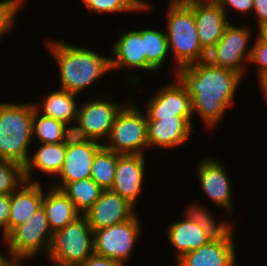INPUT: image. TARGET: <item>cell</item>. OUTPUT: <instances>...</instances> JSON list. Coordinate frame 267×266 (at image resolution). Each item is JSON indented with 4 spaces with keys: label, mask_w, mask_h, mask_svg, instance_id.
Here are the masks:
<instances>
[{
    "label": "cell",
    "mask_w": 267,
    "mask_h": 266,
    "mask_svg": "<svg viewBox=\"0 0 267 266\" xmlns=\"http://www.w3.org/2000/svg\"><path fill=\"white\" fill-rule=\"evenodd\" d=\"M142 40L146 60L160 73L164 65H168L170 57L167 35L162 28H142Z\"/></svg>",
    "instance_id": "cell-26"
},
{
    "label": "cell",
    "mask_w": 267,
    "mask_h": 266,
    "mask_svg": "<svg viewBox=\"0 0 267 266\" xmlns=\"http://www.w3.org/2000/svg\"><path fill=\"white\" fill-rule=\"evenodd\" d=\"M66 41L45 38V50L52 55L58 69L57 88L81 95L105 75L111 74L110 56L106 57L97 49L78 45L77 42L69 44Z\"/></svg>",
    "instance_id": "cell-2"
},
{
    "label": "cell",
    "mask_w": 267,
    "mask_h": 266,
    "mask_svg": "<svg viewBox=\"0 0 267 266\" xmlns=\"http://www.w3.org/2000/svg\"><path fill=\"white\" fill-rule=\"evenodd\" d=\"M140 214L138 212L132 219L94 231V253L120 261L127 266L145 231Z\"/></svg>",
    "instance_id": "cell-10"
},
{
    "label": "cell",
    "mask_w": 267,
    "mask_h": 266,
    "mask_svg": "<svg viewBox=\"0 0 267 266\" xmlns=\"http://www.w3.org/2000/svg\"><path fill=\"white\" fill-rule=\"evenodd\" d=\"M78 266H124L120 261L93 253L84 263Z\"/></svg>",
    "instance_id": "cell-38"
},
{
    "label": "cell",
    "mask_w": 267,
    "mask_h": 266,
    "mask_svg": "<svg viewBox=\"0 0 267 266\" xmlns=\"http://www.w3.org/2000/svg\"><path fill=\"white\" fill-rule=\"evenodd\" d=\"M101 92L79 103L77 121L82 125L90 138L102 144L107 140L111 127L121 108L131 99L126 96L124 102L115 96ZM110 95V96H108ZM116 99V101H115Z\"/></svg>",
    "instance_id": "cell-12"
},
{
    "label": "cell",
    "mask_w": 267,
    "mask_h": 266,
    "mask_svg": "<svg viewBox=\"0 0 267 266\" xmlns=\"http://www.w3.org/2000/svg\"><path fill=\"white\" fill-rule=\"evenodd\" d=\"M235 227L219 240H211L199 249L182 255L175 266H238Z\"/></svg>",
    "instance_id": "cell-16"
},
{
    "label": "cell",
    "mask_w": 267,
    "mask_h": 266,
    "mask_svg": "<svg viewBox=\"0 0 267 266\" xmlns=\"http://www.w3.org/2000/svg\"><path fill=\"white\" fill-rule=\"evenodd\" d=\"M258 88L262 93V98L264 99L266 105H267V74L264 75L259 81H258Z\"/></svg>",
    "instance_id": "cell-41"
},
{
    "label": "cell",
    "mask_w": 267,
    "mask_h": 266,
    "mask_svg": "<svg viewBox=\"0 0 267 266\" xmlns=\"http://www.w3.org/2000/svg\"><path fill=\"white\" fill-rule=\"evenodd\" d=\"M94 253V231L84 215L53 233L47 255L48 261L57 266H78Z\"/></svg>",
    "instance_id": "cell-6"
},
{
    "label": "cell",
    "mask_w": 267,
    "mask_h": 266,
    "mask_svg": "<svg viewBox=\"0 0 267 266\" xmlns=\"http://www.w3.org/2000/svg\"><path fill=\"white\" fill-rule=\"evenodd\" d=\"M147 0H90L85 6L90 15H104L117 13H144L153 12L154 6Z\"/></svg>",
    "instance_id": "cell-28"
},
{
    "label": "cell",
    "mask_w": 267,
    "mask_h": 266,
    "mask_svg": "<svg viewBox=\"0 0 267 266\" xmlns=\"http://www.w3.org/2000/svg\"><path fill=\"white\" fill-rule=\"evenodd\" d=\"M194 15L200 44L208 53L219 42L230 20L221 6L213 2H194Z\"/></svg>",
    "instance_id": "cell-19"
},
{
    "label": "cell",
    "mask_w": 267,
    "mask_h": 266,
    "mask_svg": "<svg viewBox=\"0 0 267 266\" xmlns=\"http://www.w3.org/2000/svg\"><path fill=\"white\" fill-rule=\"evenodd\" d=\"M118 30L117 34L119 36L116 35L118 38L117 40H114L115 42L110 47L111 49L108 54L110 55L111 53V72L121 71L123 73L127 70V75L125 74L123 77L124 81L126 80L129 84L128 86L131 85L130 87H134L136 89L141 88V86L144 87L141 83L143 81L142 73H160L146 60L142 40V28L139 29L138 27L137 30L135 28L134 30Z\"/></svg>",
    "instance_id": "cell-9"
},
{
    "label": "cell",
    "mask_w": 267,
    "mask_h": 266,
    "mask_svg": "<svg viewBox=\"0 0 267 266\" xmlns=\"http://www.w3.org/2000/svg\"><path fill=\"white\" fill-rule=\"evenodd\" d=\"M48 93V94H47ZM34 103L35 109L42 115L54 118L62 123L77 120L80 95L59 88L48 91ZM78 99V100H77Z\"/></svg>",
    "instance_id": "cell-23"
},
{
    "label": "cell",
    "mask_w": 267,
    "mask_h": 266,
    "mask_svg": "<svg viewBox=\"0 0 267 266\" xmlns=\"http://www.w3.org/2000/svg\"><path fill=\"white\" fill-rule=\"evenodd\" d=\"M121 156L104 146L96 153L92 168L91 178L103 189L109 190L114 182L117 159Z\"/></svg>",
    "instance_id": "cell-29"
},
{
    "label": "cell",
    "mask_w": 267,
    "mask_h": 266,
    "mask_svg": "<svg viewBox=\"0 0 267 266\" xmlns=\"http://www.w3.org/2000/svg\"><path fill=\"white\" fill-rule=\"evenodd\" d=\"M52 238L53 233L41 206L27 222L14 228L0 243L12 256L27 266L28 261L37 259L40 254L45 255L44 258L47 257Z\"/></svg>",
    "instance_id": "cell-7"
},
{
    "label": "cell",
    "mask_w": 267,
    "mask_h": 266,
    "mask_svg": "<svg viewBox=\"0 0 267 266\" xmlns=\"http://www.w3.org/2000/svg\"><path fill=\"white\" fill-rule=\"evenodd\" d=\"M3 253L0 251V266H24L19 260L12 256L7 249H3Z\"/></svg>",
    "instance_id": "cell-39"
},
{
    "label": "cell",
    "mask_w": 267,
    "mask_h": 266,
    "mask_svg": "<svg viewBox=\"0 0 267 266\" xmlns=\"http://www.w3.org/2000/svg\"><path fill=\"white\" fill-rule=\"evenodd\" d=\"M174 78V79H173ZM172 81L162 84L146 101L144 110L147 120H160L172 116H193L191 97L180 81L173 76Z\"/></svg>",
    "instance_id": "cell-13"
},
{
    "label": "cell",
    "mask_w": 267,
    "mask_h": 266,
    "mask_svg": "<svg viewBox=\"0 0 267 266\" xmlns=\"http://www.w3.org/2000/svg\"><path fill=\"white\" fill-rule=\"evenodd\" d=\"M217 3L224 10L230 22H232L234 19V18H231L232 14L230 15V13L236 12V16L238 17L240 14V16H242L241 17L242 19L245 16H247L246 18H248L252 14L253 0H219ZM230 11H233V12H230Z\"/></svg>",
    "instance_id": "cell-35"
},
{
    "label": "cell",
    "mask_w": 267,
    "mask_h": 266,
    "mask_svg": "<svg viewBox=\"0 0 267 266\" xmlns=\"http://www.w3.org/2000/svg\"><path fill=\"white\" fill-rule=\"evenodd\" d=\"M165 236L166 241L171 246L174 261L178 260L182 255L187 252L199 249L202 245H205L210 238L206 233L192 220L181 218V220H175L166 226Z\"/></svg>",
    "instance_id": "cell-22"
},
{
    "label": "cell",
    "mask_w": 267,
    "mask_h": 266,
    "mask_svg": "<svg viewBox=\"0 0 267 266\" xmlns=\"http://www.w3.org/2000/svg\"><path fill=\"white\" fill-rule=\"evenodd\" d=\"M92 141L93 140L77 120L64 123L61 143L66 147L88 144Z\"/></svg>",
    "instance_id": "cell-33"
},
{
    "label": "cell",
    "mask_w": 267,
    "mask_h": 266,
    "mask_svg": "<svg viewBox=\"0 0 267 266\" xmlns=\"http://www.w3.org/2000/svg\"><path fill=\"white\" fill-rule=\"evenodd\" d=\"M33 101L0 102V159L25 166L33 140Z\"/></svg>",
    "instance_id": "cell-4"
},
{
    "label": "cell",
    "mask_w": 267,
    "mask_h": 266,
    "mask_svg": "<svg viewBox=\"0 0 267 266\" xmlns=\"http://www.w3.org/2000/svg\"><path fill=\"white\" fill-rule=\"evenodd\" d=\"M134 98L118 112L103 146L121 155H147V115Z\"/></svg>",
    "instance_id": "cell-5"
},
{
    "label": "cell",
    "mask_w": 267,
    "mask_h": 266,
    "mask_svg": "<svg viewBox=\"0 0 267 266\" xmlns=\"http://www.w3.org/2000/svg\"><path fill=\"white\" fill-rule=\"evenodd\" d=\"M148 155H121L117 159L114 182L109 190L127 199L135 207L142 198L147 180Z\"/></svg>",
    "instance_id": "cell-15"
},
{
    "label": "cell",
    "mask_w": 267,
    "mask_h": 266,
    "mask_svg": "<svg viewBox=\"0 0 267 266\" xmlns=\"http://www.w3.org/2000/svg\"><path fill=\"white\" fill-rule=\"evenodd\" d=\"M10 195L0 194V231L1 240L9 234Z\"/></svg>",
    "instance_id": "cell-36"
},
{
    "label": "cell",
    "mask_w": 267,
    "mask_h": 266,
    "mask_svg": "<svg viewBox=\"0 0 267 266\" xmlns=\"http://www.w3.org/2000/svg\"><path fill=\"white\" fill-rule=\"evenodd\" d=\"M188 202L186 204L184 212H182V218L192 220L197 224L210 238L211 240H219L224 238L236 225L234 220L228 219L229 216L225 215V219L219 217L216 218L210 207L204 206V203ZM211 210V211H210ZM227 217V218H226Z\"/></svg>",
    "instance_id": "cell-25"
},
{
    "label": "cell",
    "mask_w": 267,
    "mask_h": 266,
    "mask_svg": "<svg viewBox=\"0 0 267 266\" xmlns=\"http://www.w3.org/2000/svg\"><path fill=\"white\" fill-rule=\"evenodd\" d=\"M28 1V0H27ZM26 0H0V42L15 30L17 16L24 8Z\"/></svg>",
    "instance_id": "cell-32"
},
{
    "label": "cell",
    "mask_w": 267,
    "mask_h": 266,
    "mask_svg": "<svg viewBox=\"0 0 267 266\" xmlns=\"http://www.w3.org/2000/svg\"><path fill=\"white\" fill-rule=\"evenodd\" d=\"M43 184L25 181L10 195L9 233L27 222L42 206Z\"/></svg>",
    "instance_id": "cell-21"
},
{
    "label": "cell",
    "mask_w": 267,
    "mask_h": 266,
    "mask_svg": "<svg viewBox=\"0 0 267 266\" xmlns=\"http://www.w3.org/2000/svg\"><path fill=\"white\" fill-rule=\"evenodd\" d=\"M254 65V66H252ZM255 68L256 82L267 74V44L261 43L256 37L252 45V52L249 61V68Z\"/></svg>",
    "instance_id": "cell-34"
},
{
    "label": "cell",
    "mask_w": 267,
    "mask_h": 266,
    "mask_svg": "<svg viewBox=\"0 0 267 266\" xmlns=\"http://www.w3.org/2000/svg\"><path fill=\"white\" fill-rule=\"evenodd\" d=\"M45 186L44 184L42 206L49 222V228L54 233L66 227L81 214L61 189L51 185H48L46 188Z\"/></svg>",
    "instance_id": "cell-24"
},
{
    "label": "cell",
    "mask_w": 267,
    "mask_h": 266,
    "mask_svg": "<svg viewBox=\"0 0 267 266\" xmlns=\"http://www.w3.org/2000/svg\"><path fill=\"white\" fill-rule=\"evenodd\" d=\"M35 145L37 146H32L28 162L24 166L26 181L42 182V180L35 175L38 172L40 175L43 174V177L45 175L49 178H55L60 172L65 160L66 146L62 143H35Z\"/></svg>",
    "instance_id": "cell-20"
},
{
    "label": "cell",
    "mask_w": 267,
    "mask_h": 266,
    "mask_svg": "<svg viewBox=\"0 0 267 266\" xmlns=\"http://www.w3.org/2000/svg\"><path fill=\"white\" fill-rule=\"evenodd\" d=\"M255 37L261 42L267 44V23L256 27Z\"/></svg>",
    "instance_id": "cell-40"
},
{
    "label": "cell",
    "mask_w": 267,
    "mask_h": 266,
    "mask_svg": "<svg viewBox=\"0 0 267 266\" xmlns=\"http://www.w3.org/2000/svg\"><path fill=\"white\" fill-rule=\"evenodd\" d=\"M175 77L191 97L193 120L197 116L209 132L218 128L228 109L235 106L236 92L245 79L208 60L179 68Z\"/></svg>",
    "instance_id": "cell-1"
},
{
    "label": "cell",
    "mask_w": 267,
    "mask_h": 266,
    "mask_svg": "<svg viewBox=\"0 0 267 266\" xmlns=\"http://www.w3.org/2000/svg\"><path fill=\"white\" fill-rule=\"evenodd\" d=\"M137 208L111 190H103L99 199L83 215L93 231L132 219Z\"/></svg>",
    "instance_id": "cell-17"
},
{
    "label": "cell",
    "mask_w": 267,
    "mask_h": 266,
    "mask_svg": "<svg viewBox=\"0 0 267 266\" xmlns=\"http://www.w3.org/2000/svg\"><path fill=\"white\" fill-rule=\"evenodd\" d=\"M63 127L64 123L44 116L35 109L32 128L33 142L41 144L61 143Z\"/></svg>",
    "instance_id": "cell-30"
},
{
    "label": "cell",
    "mask_w": 267,
    "mask_h": 266,
    "mask_svg": "<svg viewBox=\"0 0 267 266\" xmlns=\"http://www.w3.org/2000/svg\"><path fill=\"white\" fill-rule=\"evenodd\" d=\"M215 157H202L201 160H197L196 176L199 182V190L202 191L205 200H210L214 206L222 209L226 215L231 219L233 212H235L236 206L233 201L234 194L231 184V178L229 177L228 169L223 161Z\"/></svg>",
    "instance_id": "cell-11"
},
{
    "label": "cell",
    "mask_w": 267,
    "mask_h": 266,
    "mask_svg": "<svg viewBox=\"0 0 267 266\" xmlns=\"http://www.w3.org/2000/svg\"><path fill=\"white\" fill-rule=\"evenodd\" d=\"M182 1H187V2H213L217 3L219 0H182Z\"/></svg>",
    "instance_id": "cell-42"
},
{
    "label": "cell",
    "mask_w": 267,
    "mask_h": 266,
    "mask_svg": "<svg viewBox=\"0 0 267 266\" xmlns=\"http://www.w3.org/2000/svg\"><path fill=\"white\" fill-rule=\"evenodd\" d=\"M166 8L165 32L168 49L173 62L169 67L171 77L179 68L207 60L208 53L202 48L194 15V2L169 0ZM174 69V71H173ZM174 74V75H172Z\"/></svg>",
    "instance_id": "cell-3"
},
{
    "label": "cell",
    "mask_w": 267,
    "mask_h": 266,
    "mask_svg": "<svg viewBox=\"0 0 267 266\" xmlns=\"http://www.w3.org/2000/svg\"><path fill=\"white\" fill-rule=\"evenodd\" d=\"M81 1L83 3V6L85 7L89 3L90 0H81Z\"/></svg>",
    "instance_id": "cell-43"
},
{
    "label": "cell",
    "mask_w": 267,
    "mask_h": 266,
    "mask_svg": "<svg viewBox=\"0 0 267 266\" xmlns=\"http://www.w3.org/2000/svg\"><path fill=\"white\" fill-rule=\"evenodd\" d=\"M193 116H172L160 120H147L149 150H164L183 147L194 136L195 124ZM194 125V126H193ZM194 127V128H193ZM163 150V151H161Z\"/></svg>",
    "instance_id": "cell-14"
},
{
    "label": "cell",
    "mask_w": 267,
    "mask_h": 266,
    "mask_svg": "<svg viewBox=\"0 0 267 266\" xmlns=\"http://www.w3.org/2000/svg\"><path fill=\"white\" fill-rule=\"evenodd\" d=\"M25 181L23 166L0 159V194L11 195Z\"/></svg>",
    "instance_id": "cell-31"
},
{
    "label": "cell",
    "mask_w": 267,
    "mask_h": 266,
    "mask_svg": "<svg viewBox=\"0 0 267 266\" xmlns=\"http://www.w3.org/2000/svg\"><path fill=\"white\" fill-rule=\"evenodd\" d=\"M252 16L253 19L255 18L254 23L256 20L255 28L267 23V0H253Z\"/></svg>",
    "instance_id": "cell-37"
},
{
    "label": "cell",
    "mask_w": 267,
    "mask_h": 266,
    "mask_svg": "<svg viewBox=\"0 0 267 266\" xmlns=\"http://www.w3.org/2000/svg\"><path fill=\"white\" fill-rule=\"evenodd\" d=\"M61 190L74 203L81 215L94 205L103 192V189L92 178L66 183Z\"/></svg>",
    "instance_id": "cell-27"
},
{
    "label": "cell",
    "mask_w": 267,
    "mask_h": 266,
    "mask_svg": "<svg viewBox=\"0 0 267 266\" xmlns=\"http://www.w3.org/2000/svg\"><path fill=\"white\" fill-rule=\"evenodd\" d=\"M102 147V143L94 140L88 144L66 147L62 168L58 175L51 180L57 183L51 182L49 185L61 189L66 183L91 178L94 157Z\"/></svg>",
    "instance_id": "cell-18"
},
{
    "label": "cell",
    "mask_w": 267,
    "mask_h": 266,
    "mask_svg": "<svg viewBox=\"0 0 267 266\" xmlns=\"http://www.w3.org/2000/svg\"><path fill=\"white\" fill-rule=\"evenodd\" d=\"M242 23V24H241ZM237 25L230 22L215 47L208 52L207 60L215 66L237 72L243 78L248 74L254 29L248 22Z\"/></svg>",
    "instance_id": "cell-8"
}]
</instances>
